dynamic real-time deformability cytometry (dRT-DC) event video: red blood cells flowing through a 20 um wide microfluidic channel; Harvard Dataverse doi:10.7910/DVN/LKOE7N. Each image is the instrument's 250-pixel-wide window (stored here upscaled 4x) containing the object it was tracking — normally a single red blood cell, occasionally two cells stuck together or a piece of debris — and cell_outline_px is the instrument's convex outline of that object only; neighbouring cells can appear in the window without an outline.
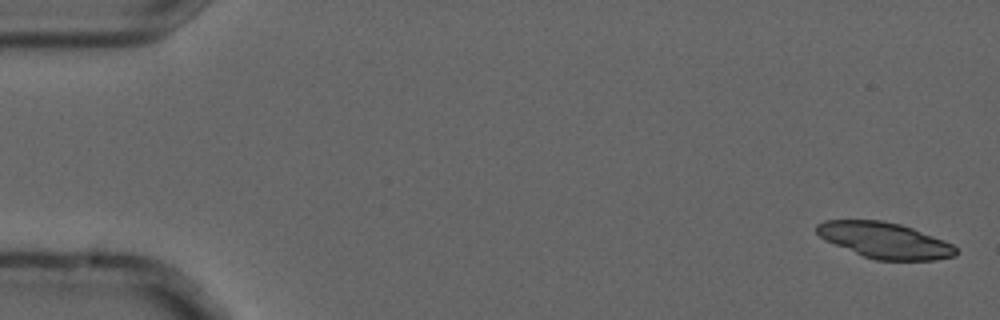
{"species": "common noctule bat (a hibernating species)", "species_latin": "Nyctalus noctula", "temperature_condition": "cold", "stored_images_in_passage": 5, "camera_frame_rate_fps": 3000, "um_per_image_px": 0.085, "animal": {"sex": "male", "forearm_length_mm": 52.5}, "frame": {"image": 1, "passage_image": 1, "time_ms": 0.0, "image_size_px": [1000, 320], "cell_outline_px": [[960, 252], [956, 256], [936, 260], [876, 260], [864, 256], [824, 240], [816, 232], [816, 224], [824, 220], [880, 220], [900, 224], [912, 228], [944, 240], [952, 244]], "centroid_in_image_um": [75.21, 20.43], "position_along_channel_um": 9.8, "area_um2": 29.07}}